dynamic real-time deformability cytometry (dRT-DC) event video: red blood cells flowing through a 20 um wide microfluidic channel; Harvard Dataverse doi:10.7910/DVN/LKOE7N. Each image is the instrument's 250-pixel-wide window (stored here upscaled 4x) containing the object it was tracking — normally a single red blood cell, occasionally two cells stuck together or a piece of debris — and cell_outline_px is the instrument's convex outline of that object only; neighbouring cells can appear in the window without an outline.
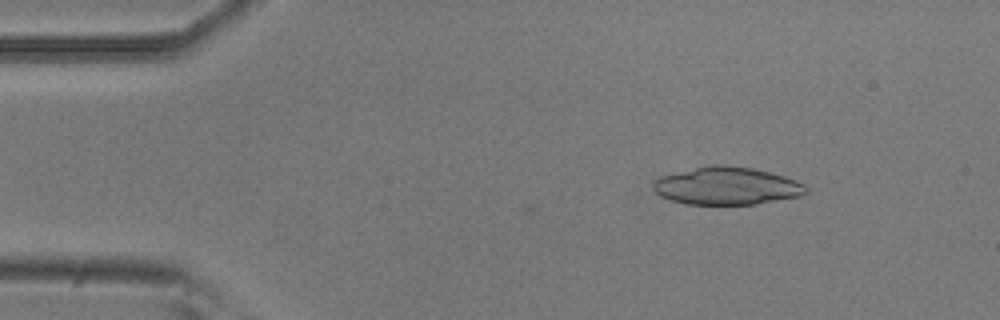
{"species": "common noctule bat (a hibernating species)", "species_latin": "Nyctalus noctula", "temperature_condition": "room temperature", "stored_images_in_passage": 3, "camera_frame_rate_fps": 3000, "um_per_image_px": 0.085, "animal": {"sex": "male", "body_mass_g": 20.5, "forearm_length_mm": 52.5}, "frame": {"image": 1, "passage_image": 3, "time_ms": 0.667, "image_size_px": [1000, 320], "cell_outline_px": [[808, 192], [800, 196], [756, 204], [688, 204], [672, 200], [660, 196], [652, 188], [652, 180], [660, 176], [712, 164], [752, 168], [784, 176], [796, 180], [804, 184], [808, 188]], "centroid_in_image_um": [61.77, 15.81], "position_along_channel_um": 23.2, "area_um2": 33.41}}